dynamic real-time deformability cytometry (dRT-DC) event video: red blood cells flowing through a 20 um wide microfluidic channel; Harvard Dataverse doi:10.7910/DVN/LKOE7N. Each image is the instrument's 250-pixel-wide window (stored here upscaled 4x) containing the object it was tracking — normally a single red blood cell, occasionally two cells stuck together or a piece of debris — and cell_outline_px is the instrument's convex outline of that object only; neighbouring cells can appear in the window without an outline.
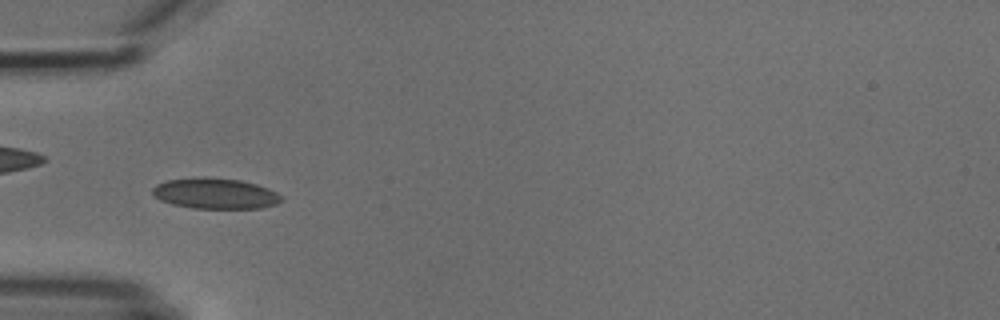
{"species": "common noctule bat (a hibernating species)", "species_latin": "Nyctalus noctula", "temperature_condition": "cold", "stored_images_in_passage": 8, "camera_frame_rate_fps": 3000, "um_per_image_px": 0.085, "animal": {"sex": "male", "body_mass_g": 18.8}, "frame": {"image": 1, "passage_image": 6, "time_ms": 5.667, "image_size_px": [1000, 320], "cell_outline_px": [[284, 200], [276, 204], [260, 208], [192, 208], [172, 204], [160, 200], [152, 192], [152, 188], [156, 184], [168, 180], [196, 176], [204, 176], [240, 180], [256, 184], [268, 188], [276, 192]], "centroid_in_image_um": [18.28, 16.43], "position_along_channel_um": 66.7, "area_um2": 23.18}}
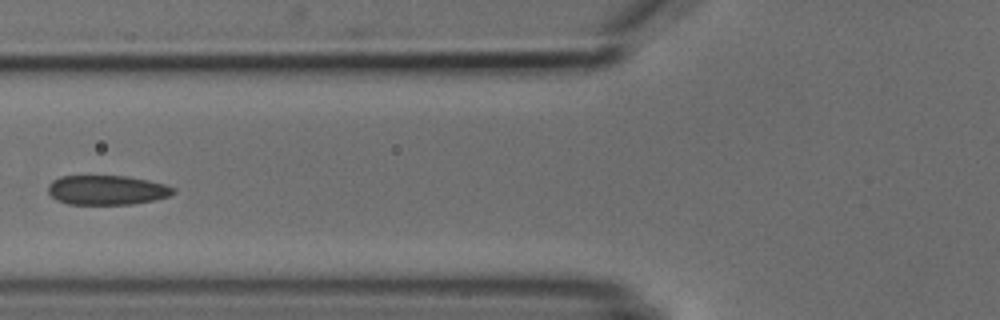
{"frame": {"image": 2, "passage_image": 7, "time_ms": 7.0, "image_size_px": [1000, 320], "cell_outline_px": [[176, 192], [168, 196], [156, 200], [132, 204], [68, 204], [56, 200], [48, 192], [48, 184], [52, 180], [60, 176], [128, 176], [148, 180], [164, 184], [176, 188]], "centroid_in_image_um": [9.09, 16.15], "position_along_channel_um": 116.7, "area_um2": 21.68}}
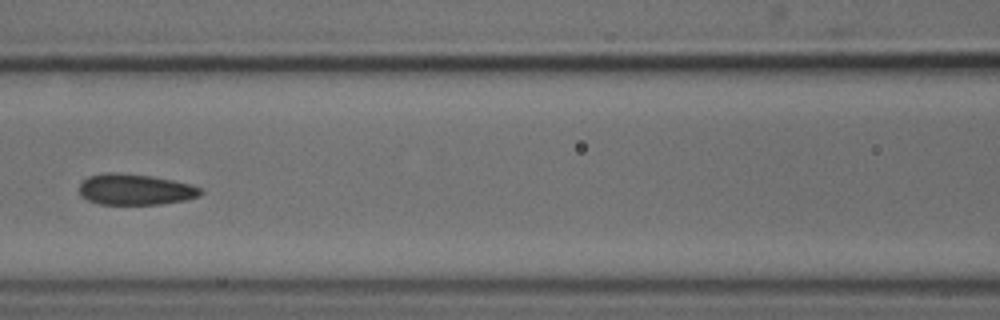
{"frame": {"image": 3, "passage_image": 8, "time_ms": 8.0, "image_size_px": [1000, 320], "cell_outline_px": [[204, 192], [200, 196], [184, 200], [160, 204], [100, 204], [88, 200], [80, 196], [80, 184], [88, 176], [104, 172], [116, 172], [152, 176], [172, 180], [204, 188]], "centroid_in_image_um": [11.5, 16.1], "position_along_channel_um": 155.1, "area_um2": 21.96}}